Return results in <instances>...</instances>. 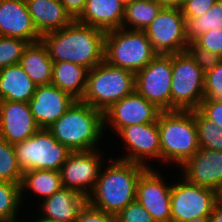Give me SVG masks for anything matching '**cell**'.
<instances>
[{
    "instance_id": "obj_1",
    "label": "cell",
    "mask_w": 222,
    "mask_h": 222,
    "mask_svg": "<svg viewBox=\"0 0 222 222\" xmlns=\"http://www.w3.org/2000/svg\"><path fill=\"white\" fill-rule=\"evenodd\" d=\"M106 32L74 21L60 30L41 36L53 62L67 61L88 70L104 62Z\"/></svg>"
},
{
    "instance_id": "obj_2",
    "label": "cell",
    "mask_w": 222,
    "mask_h": 222,
    "mask_svg": "<svg viewBox=\"0 0 222 222\" xmlns=\"http://www.w3.org/2000/svg\"><path fill=\"white\" fill-rule=\"evenodd\" d=\"M109 161L104 169L101 168L87 202L115 217L129 203L135 201L138 179L147 167L117 158Z\"/></svg>"
},
{
    "instance_id": "obj_3",
    "label": "cell",
    "mask_w": 222,
    "mask_h": 222,
    "mask_svg": "<svg viewBox=\"0 0 222 222\" xmlns=\"http://www.w3.org/2000/svg\"><path fill=\"white\" fill-rule=\"evenodd\" d=\"M47 129L71 152L98 149V142H101L105 131L104 113L81 100H76Z\"/></svg>"
},
{
    "instance_id": "obj_4",
    "label": "cell",
    "mask_w": 222,
    "mask_h": 222,
    "mask_svg": "<svg viewBox=\"0 0 222 222\" xmlns=\"http://www.w3.org/2000/svg\"><path fill=\"white\" fill-rule=\"evenodd\" d=\"M157 124L163 163L180 167L200 148L193 110L161 111Z\"/></svg>"
},
{
    "instance_id": "obj_5",
    "label": "cell",
    "mask_w": 222,
    "mask_h": 222,
    "mask_svg": "<svg viewBox=\"0 0 222 222\" xmlns=\"http://www.w3.org/2000/svg\"><path fill=\"white\" fill-rule=\"evenodd\" d=\"M135 91V73L105 61L88 71L81 101L103 113Z\"/></svg>"
},
{
    "instance_id": "obj_6",
    "label": "cell",
    "mask_w": 222,
    "mask_h": 222,
    "mask_svg": "<svg viewBox=\"0 0 222 222\" xmlns=\"http://www.w3.org/2000/svg\"><path fill=\"white\" fill-rule=\"evenodd\" d=\"M158 53L145 31L119 28L105 35L104 61L136 73L145 68Z\"/></svg>"
},
{
    "instance_id": "obj_7",
    "label": "cell",
    "mask_w": 222,
    "mask_h": 222,
    "mask_svg": "<svg viewBox=\"0 0 222 222\" xmlns=\"http://www.w3.org/2000/svg\"><path fill=\"white\" fill-rule=\"evenodd\" d=\"M13 146L23 173L28 170L60 171L71 152L45 128H40L34 135Z\"/></svg>"
},
{
    "instance_id": "obj_8",
    "label": "cell",
    "mask_w": 222,
    "mask_h": 222,
    "mask_svg": "<svg viewBox=\"0 0 222 222\" xmlns=\"http://www.w3.org/2000/svg\"><path fill=\"white\" fill-rule=\"evenodd\" d=\"M205 73L185 51L172 54L171 111L195 110L204 99Z\"/></svg>"
},
{
    "instance_id": "obj_9",
    "label": "cell",
    "mask_w": 222,
    "mask_h": 222,
    "mask_svg": "<svg viewBox=\"0 0 222 222\" xmlns=\"http://www.w3.org/2000/svg\"><path fill=\"white\" fill-rule=\"evenodd\" d=\"M144 31L158 54L185 52L189 43L180 5L166 4Z\"/></svg>"
},
{
    "instance_id": "obj_10",
    "label": "cell",
    "mask_w": 222,
    "mask_h": 222,
    "mask_svg": "<svg viewBox=\"0 0 222 222\" xmlns=\"http://www.w3.org/2000/svg\"><path fill=\"white\" fill-rule=\"evenodd\" d=\"M172 54H158L135 73V91L161 111H171Z\"/></svg>"
},
{
    "instance_id": "obj_11",
    "label": "cell",
    "mask_w": 222,
    "mask_h": 222,
    "mask_svg": "<svg viewBox=\"0 0 222 222\" xmlns=\"http://www.w3.org/2000/svg\"><path fill=\"white\" fill-rule=\"evenodd\" d=\"M171 186V222L209 217L217 203L216 191L188 182L184 177Z\"/></svg>"
},
{
    "instance_id": "obj_12",
    "label": "cell",
    "mask_w": 222,
    "mask_h": 222,
    "mask_svg": "<svg viewBox=\"0 0 222 222\" xmlns=\"http://www.w3.org/2000/svg\"><path fill=\"white\" fill-rule=\"evenodd\" d=\"M100 149L70 152L60 169L62 186L86 198L93 191L103 165Z\"/></svg>"
},
{
    "instance_id": "obj_13",
    "label": "cell",
    "mask_w": 222,
    "mask_h": 222,
    "mask_svg": "<svg viewBox=\"0 0 222 222\" xmlns=\"http://www.w3.org/2000/svg\"><path fill=\"white\" fill-rule=\"evenodd\" d=\"M117 135L122 138L128 153L118 159L151 168L147 160L161 161L160 133L157 122L133 124L122 128Z\"/></svg>"
},
{
    "instance_id": "obj_14",
    "label": "cell",
    "mask_w": 222,
    "mask_h": 222,
    "mask_svg": "<svg viewBox=\"0 0 222 222\" xmlns=\"http://www.w3.org/2000/svg\"><path fill=\"white\" fill-rule=\"evenodd\" d=\"M161 173L147 168L139 177L136 201L152 216L155 222H171V186L166 184Z\"/></svg>"
},
{
    "instance_id": "obj_15",
    "label": "cell",
    "mask_w": 222,
    "mask_h": 222,
    "mask_svg": "<svg viewBox=\"0 0 222 222\" xmlns=\"http://www.w3.org/2000/svg\"><path fill=\"white\" fill-rule=\"evenodd\" d=\"M160 113V109L134 91L104 112V126L109 125L118 133L122 128L133 124L157 122Z\"/></svg>"
},
{
    "instance_id": "obj_16",
    "label": "cell",
    "mask_w": 222,
    "mask_h": 222,
    "mask_svg": "<svg viewBox=\"0 0 222 222\" xmlns=\"http://www.w3.org/2000/svg\"><path fill=\"white\" fill-rule=\"evenodd\" d=\"M39 129L29 103L0 100V138L15 145L28 139Z\"/></svg>"
},
{
    "instance_id": "obj_17",
    "label": "cell",
    "mask_w": 222,
    "mask_h": 222,
    "mask_svg": "<svg viewBox=\"0 0 222 222\" xmlns=\"http://www.w3.org/2000/svg\"><path fill=\"white\" fill-rule=\"evenodd\" d=\"M72 95L53 84L36 87L33 97L28 102L33 118L40 128H49L76 101Z\"/></svg>"
},
{
    "instance_id": "obj_18",
    "label": "cell",
    "mask_w": 222,
    "mask_h": 222,
    "mask_svg": "<svg viewBox=\"0 0 222 222\" xmlns=\"http://www.w3.org/2000/svg\"><path fill=\"white\" fill-rule=\"evenodd\" d=\"M188 182L214 189L222 185V151L199 148L181 167Z\"/></svg>"
},
{
    "instance_id": "obj_19",
    "label": "cell",
    "mask_w": 222,
    "mask_h": 222,
    "mask_svg": "<svg viewBox=\"0 0 222 222\" xmlns=\"http://www.w3.org/2000/svg\"><path fill=\"white\" fill-rule=\"evenodd\" d=\"M0 36L23 39L29 44L40 41L26 0H0Z\"/></svg>"
},
{
    "instance_id": "obj_20",
    "label": "cell",
    "mask_w": 222,
    "mask_h": 222,
    "mask_svg": "<svg viewBox=\"0 0 222 222\" xmlns=\"http://www.w3.org/2000/svg\"><path fill=\"white\" fill-rule=\"evenodd\" d=\"M125 5L119 0H87L76 22L104 32L122 27Z\"/></svg>"
},
{
    "instance_id": "obj_21",
    "label": "cell",
    "mask_w": 222,
    "mask_h": 222,
    "mask_svg": "<svg viewBox=\"0 0 222 222\" xmlns=\"http://www.w3.org/2000/svg\"><path fill=\"white\" fill-rule=\"evenodd\" d=\"M26 3L40 36L60 30L75 21L60 0H26Z\"/></svg>"
},
{
    "instance_id": "obj_22",
    "label": "cell",
    "mask_w": 222,
    "mask_h": 222,
    "mask_svg": "<svg viewBox=\"0 0 222 222\" xmlns=\"http://www.w3.org/2000/svg\"><path fill=\"white\" fill-rule=\"evenodd\" d=\"M41 203V217L57 222H74L87 203V198L77 191L62 187Z\"/></svg>"
},
{
    "instance_id": "obj_23",
    "label": "cell",
    "mask_w": 222,
    "mask_h": 222,
    "mask_svg": "<svg viewBox=\"0 0 222 222\" xmlns=\"http://www.w3.org/2000/svg\"><path fill=\"white\" fill-rule=\"evenodd\" d=\"M36 87L20 64L0 69V100L28 103Z\"/></svg>"
},
{
    "instance_id": "obj_24",
    "label": "cell",
    "mask_w": 222,
    "mask_h": 222,
    "mask_svg": "<svg viewBox=\"0 0 222 222\" xmlns=\"http://www.w3.org/2000/svg\"><path fill=\"white\" fill-rule=\"evenodd\" d=\"M19 64L37 86L51 84L53 61L41 41L28 44Z\"/></svg>"
},
{
    "instance_id": "obj_25",
    "label": "cell",
    "mask_w": 222,
    "mask_h": 222,
    "mask_svg": "<svg viewBox=\"0 0 222 222\" xmlns=\"http://www.w3.org/2000/svg\"><path fill=\"white\" fill-rule=\"evenodd\" d=\"M88 71L85 67L71 62H53L51 84L81 100L86 89Z\"/></svg>"
},
{
    "instance_id": "obj_26",
    "label": "cell",
    "mask_w": 222,
    "mask_h": 222,
    "mask_svg": "<svg viewBox=\"0 0 222 222\" xmlns=\"http://www.w3.org/2000/svg\"><path fill=\"white\" fill-rule=\"evenodd\" d=\"M62 187L60 171L28 170L23 173L20 183L21 199L24 200V192L31 191L37 197H43L42 201L51 197Z\"/></svg>"
},
{
    "instance_id": "obj_27",
    "label": "cell",
    "mask_w": 222,
    "mask_h": 222,
    "mask_svg": "<svg viewBox=\"0 0 222 222\" xmlns=\"http://www.w3.org/2000/svg\"><path fill=\"white\" fill-rule=\"evenodd\" d=\"M165 5L158 0H135L127 4L122 28L144 31Z\"/></svg>"
},
{
    "instance_id": "obj_28",
    "label": "cell",
    "mask_w": 222,
    "mask_h": 222,
    "mask_svg": "<svg viewBox=\"0 0 222 222\" xmlns=\"http://www.w3.org/2000/svg\"><path fill=\"white\" fill-rule=\"evenodd\" d=\"M189 42H194L204 33L222 28V0H217L212 7L199 17H184Z\"/></svg>"
},
{
    "instance_id": "obj_29",
    "label": "cell",
    "mask_w": 222,
    "mask_h": 222,
    "mask_svg": "<svg viewBox=\"0 0 222 222\" xmlns=\"http://www.w3.org/2000/svg\"><path fill=\"white\" fill-rule=\"evenodd\" d=\"M22 204L20 184L0 180V222H18Z\"/></svg>"
},
{
    "instance_id": "obj_30",
    "label": "cell",
    "mask_w": 222,
    "mask_h": 222,
    "mask_svg": "<svg viewBox=\"0 0 222 222\" xmlns=\"http://www.w3.org/2000/svg\"><path fill=\"white\" fill-rule=\"evenodd\" d=\"M193 115L199 146L204 149L222 151V129L198 109L193 110Z\"/></svg>"
},
{
    "instance_id": "obj_31",
    "label": "cell",
    "mask_w": 222,
    "mask_h": 222,
    "mask_svg": "<svg viewBox=\"0 0 222 222\" xmlns=\"http://www.w3.org/2000/svg\"><path fill=\"white\" fill-rule=\"evenodd\" d=\"M23 172L18 166L14 146L0 138V180L20 184Z\"/></svg>"
},
{
    "instance_id": "obj_32",
    "label": "cell",
    "mask_w": 222,
    "mask_h": 222,
    "mask_svg": "<svg viewBox=\"0 0 222 222\" xmlns=\"http://www.w3.org/2000/svg\"><path fill=\"white\" fill-rule=\"evenodd\" d=\"M28 44L23 39L0 36V69L19 64Z\"/></svg>"
},
{
    "instance_id": "obj_33",
    "label": "cell",
    "mask_w": 222,
    "mask_h": 222,
    "mask_svg": "<svg viewBox=\"0 0 222 222\" xmlns=\"http://www.w3.org/2000/svg\"><path fill=\"white\" fill-rule=\"evenodd\" d=\"M186 52L204 73L212 70L222 60L218 54L199 47L195 42L188 43Z\"/></svg>"
},
{
    "instance_id": "obj_34",
    "label": "cell",
    "mask_w": 222,
    "mask_h": 222,
    "mask_svg": "<svg viewBox=\"0 0 222 222\" xmlns=\"http://www.w3.org/2000/svg\"><path fill=\"white\" fill-rule=\"evenodd\" d=\"M204 99L222 100V60L205 73Z\"/></svg>"
},
{
    "instance_id": "obj_35",
    "label": "cell",
    "mask_w": 222,
    "mask_h": 222,
    "mask_svg": "<svg viewBox=\"0 0 222 222\" xmlns=\"http://www.w3.org/2000/svg\"><path fill=\"white\" fill-rule=\"evenodd\" d=\"M114 222H155L150 213L136 200L129 203L115 217Z\"/></svg>"
},
{
    "instance_id": "obj_36",
    "label": "cell",
    "mask_w": 222,
    "mask_h": 222,
    "mask_svg": "<svg viewBox=\"0 0 222 222\" xmlns=\"http://www.w3.org/2000/svg\"><path fill=\"white\" fill-rule=\"evenodd\" d=\"M199 47L222 57V28L210 30L194 41Z\"/></svg>"
},
{
    "instance_id": "obj_37",
    "label": "cell",
    "mask_w": 222,
    "mask_h": 222,
    "mask_svg": "<svg viewBox=\"0 0 222 222\" xmlns=\"http://www.w3.org/2000/svg\"><path fill=\"white\" fill-rule=\"evenodd\" d=\"M74 222H114V216L87 202L80 210Z\"/></svg>"
},
{
    "instance_id": "obj_38",
    "label": "cell",
    "mask_w": 222,
    "mask_h": 222,
    "mask_svg": "<svg viewBox=\"0 0 222 222\" xmlns=\"http://www.w3.org/2000/svg\"><path fill=\"white\" fill-rule=\"evenodd\" d=\"M217 0H184L179 5L184 17L204 15Z\"/></svg>"
},
{
    "instance_id": "obj_39",
    "label": "cell",
    "mask_w": 222,
    "mask_h": 222,
    "mask_svg": "<svg viewBox=\"0 0 222 222\" xmlns=\"http://www.w3.org/2000/svg\"><path fill=\"white\" fill-rule=\"evenodd\" d=\"M198 110L222 129V100L203 99Z\"/></svg>"
},
{
    "instance_id": "obj_40",
    "label": "cell",
    "mask_w": 222,
    "mask_h": 222,
    "mask_svg": "<svg viewBox=\"0 0 222 222\" xmlns=\"http://www.w3.org/2000/svg\"><path fill=\"white\" fill-rule=\"evenodd\" d=\"M70 16L76 20L84 10L87 0H60Z\"/></svg>"
},
{
    "instance_id": "obj_41",
    "label": "cell",
    "mask_w": 222,
    "mask_h": 222,
    "mask_svg": "<svg viewBox=\"0 0 222 222\" xmlns=\"http://www.w3.org/2000/svg\"><path fill=\"white\" fill-rule=\"evenodd\" d=\"M209 217L211 222H222V207L216 203Z\"/></svg>"
},
{
    "instance_id": "obj_42",
    "label": "cell",
    "mask_w": 222,
    "mask_h": 222,
    "mask_svg": "<svg viewBox=\"0 0 222 222\" xmlns=\"http://www.w3.org/2000/svg\"><path fill=\"white\" fill-rule=\"evenodd\" d=\"M217 204L222 207V185L216 190Z\"/></svg>"
},
{
    "instance_id": "obj_43",
    "label": "cell",
    "mask_w": 222,
    "mask_h": 222,
    "mask_svg": "<svg viewBox=\"0 0 222 222\" xmlns=\"http://www.w3.org/2000/svg\"><path fill=\"white\" fill-rule=\"evenodd\" d=\"M185 222H211L210 217H198L192 220H188Z\"/></svg>"
},
{
    "instance_id": "obj_44",
    "label": "cell",
    "mask_w": 222,
    "mask_h": 222,
    "mask_svg": "<svg viewBox=\"0 0 222 222\" xmlns=\"http://www.w3.org/2000/svg\"><path fill=\"white\" fill-rule=\"evenodd\" d=\"M161 1L165 4H170V5H179L180 4V0H158Z\"/></svg>"
},
{
    "instance_id": "obj_45",
    "label": "cell",
    "mask_w": 222,
    "mask_h": 222,
    "mask_svg": "<svg viewBox=\"0 0 222 222\" xmlns=\"http://www.w3.org/2000/svg\"><path fill=\"white\" fill-rule=\"evenodd\" d=\"M36 218H37V220L35 219L34 222H57L55 220H50V219L43 218V217H41V215H40V217H36Z\"/></svg>"
},
{
    "instance_id": "obj_46",
    "label": "cell",
    "mask_w": 222,
    "mask_h": 222,
    "mask_svg": "<svg viewBox=\"0 0 222 222\" xmlns=\"http://www.w3.org/2000/svg\"><path fill=\"white\" fill-rule=\"evenodd\" d=\"M123 5H127V4H130V3H132L133 1H135V0H119Z\"/></svg>"
}]
</instances>
